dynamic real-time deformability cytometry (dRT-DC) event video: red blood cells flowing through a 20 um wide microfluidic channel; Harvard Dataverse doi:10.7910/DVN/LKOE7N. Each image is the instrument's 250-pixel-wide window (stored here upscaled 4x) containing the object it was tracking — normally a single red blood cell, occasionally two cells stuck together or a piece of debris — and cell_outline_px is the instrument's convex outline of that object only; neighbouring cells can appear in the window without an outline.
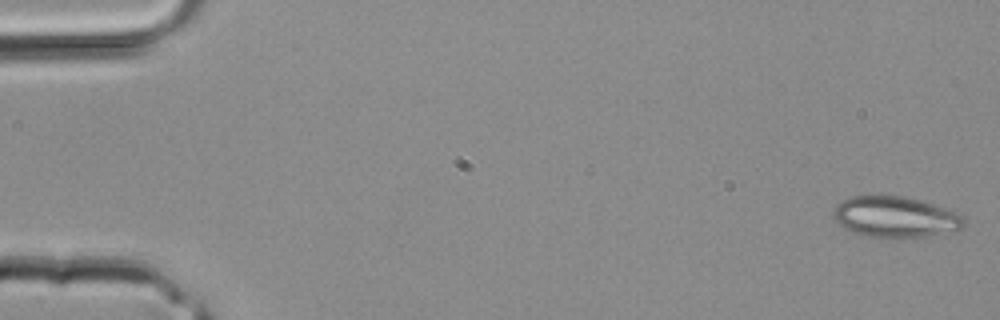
{"species": "common noctule bat (a hibernating species)", "species_latin": "Nyctalus noctula", "temperature_condition": "room temperature", "stored_images_in_passage": 4, "camera_frame_rate_fps": 3000, "um_per_image_px": 0.085, "animal": {"sex": "male", "body_mass_g": 20.4}, "frame": {"image": 1, "passage_image": 1, "time_ms": 0.0, "image_size_px": [1000, 320], "cell_outline_px": [[964, 224], [960, 228], [924, 236], [904, 240], [896, 240], [868, 236], [844, 228], [832, 216], [832, 212], [836, 204], [840, 200], [852, 196], [904, 196], [920, 200], [948, 208], [960, 212], [964, 216]], "centroid_in_image_um": [76.09, 18.45], "position_along_channel_um": 8.9, "area_um2": 31.56}}